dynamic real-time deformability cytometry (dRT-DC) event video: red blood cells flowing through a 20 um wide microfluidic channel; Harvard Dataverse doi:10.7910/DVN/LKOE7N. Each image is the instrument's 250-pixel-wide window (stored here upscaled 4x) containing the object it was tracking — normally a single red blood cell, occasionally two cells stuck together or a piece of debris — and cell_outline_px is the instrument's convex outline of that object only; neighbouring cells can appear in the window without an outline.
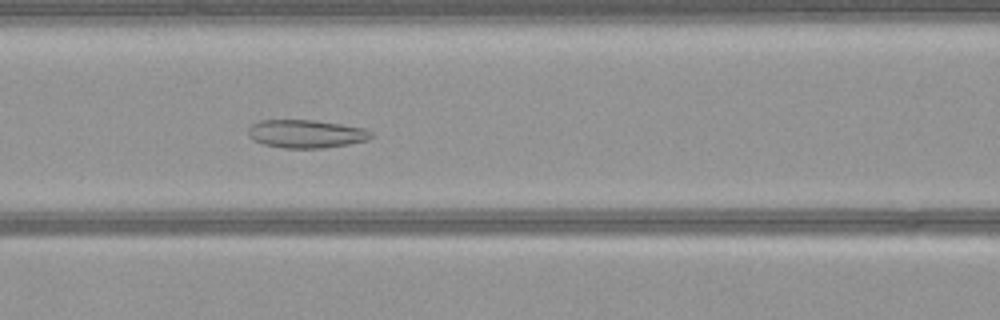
{"species": "common noctule bat (a hibernating species)", "species_latin": "Nyctalus noctula", "temperature_condition": "warm", "stored_images_in_passage": 52, "camera_frame_rate_fps": 3000, "um_per_image_px": 0.085, "animal": {"sex": "female", "body_mass_g": 21.9}, "frame": {"image": 1, "passage_image": 21, "time_ms": 6.667, "image_size_px": [1000, 320], "cell_outline_px": [[372, 136], [368, 140], [348, 144], [324, 148], [284, 148], [264, 144], [252, 140], [248, 136], [248, 128], [252, 124], [260, 120], [316, 120], [364, 128], [372, 132]], "centroid_in_image_um": [26.0, 11.37], "position_along_channel_um": 140.6, "area_um2": 20.23}}
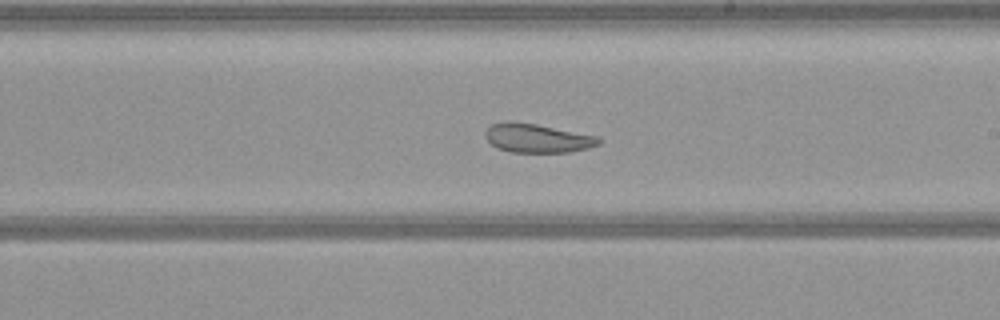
{"frame": {"image": 2, "passage_image": 29, "time_ms": 9.333, "image_size_px": [1000, 320], "cell_outline_px": [[600, 144], [588, 148], [568, 152], [508, 152], [496, 148], [484, 136], [484, 132], [492, 124], [508, 120], [536, 124], [600, 136]], "centroid_in_image_um": [45.66, 11.74], "position_along_channel_um": 243.3, "area_um2": 19.25}}
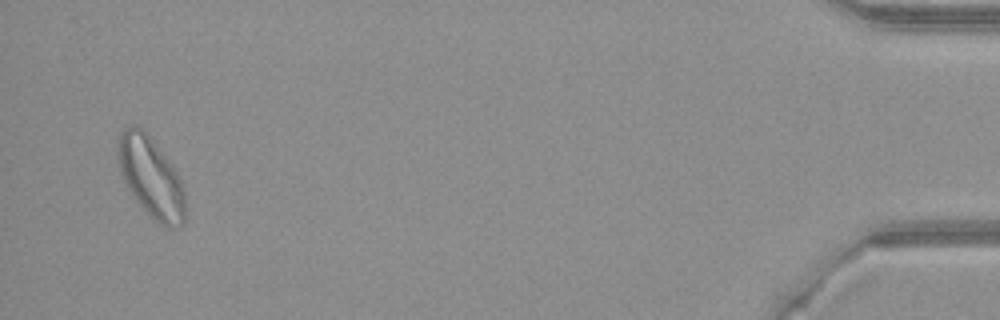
{"frame": {"image": 3, "passage_image": 50, "time_ms": 16.333, "image_size_px": [1000, 320], "cell_outline_px": [[184, 224], [168, 228], [160, 224], [136, 200], [128, 188], [120, 172], [116, 156], [120, 132], [128, 124], [136, 124], [144, 128], [168, 160], [176, 172], [184, 188]], "centroid_in_image_um": [12.79, 15.0], "position_along_channel_um": 422.4, "area_um2": 31.33}}